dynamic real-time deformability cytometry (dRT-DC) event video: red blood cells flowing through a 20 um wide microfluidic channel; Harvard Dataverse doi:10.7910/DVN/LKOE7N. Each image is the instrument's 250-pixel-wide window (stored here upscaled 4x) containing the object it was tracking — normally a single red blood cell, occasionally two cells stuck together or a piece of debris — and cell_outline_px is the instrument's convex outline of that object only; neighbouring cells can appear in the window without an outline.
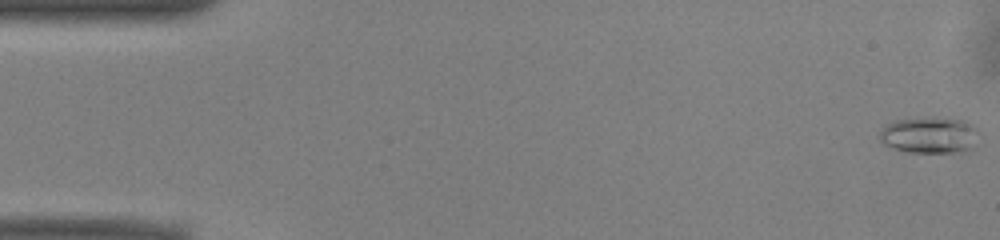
{"species": "common noctule bat (a hibernating species)", "species_latin": "Nyctalus noctula", "temperature_condition": "warm", "stored_images_in_passage": 52, "camera_frame_rate_fps": 3000, "um_per_image_px": 0.085, "animal": {"sex": "male", "body_mass_g": 13.0, "forearm_length_mm": 53.1}, "frame": {"image": 1, "passage_image": 1, "time_ms": 0.0, "image_size_px": [1000, 240], "cell_outline_px": [[976, 128], [972, 148], [964, 152], [908, 152], [892, 148], [884, 144], [880, 140], [880, 128], [896, 120], [964, 120], [972, 124]], "centroid_in_image_um": [78.96, 11.54], "position_along_channel_um": 6.0, "area_um2": 20.06}}
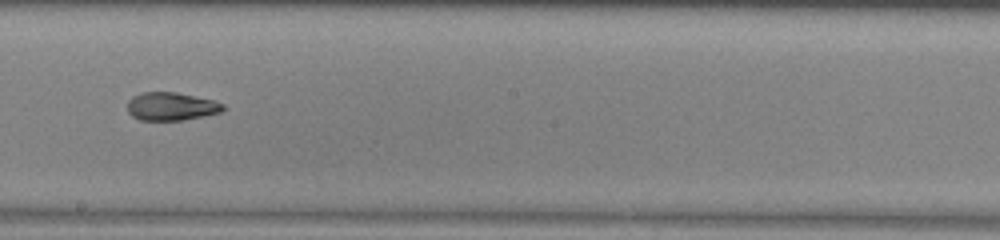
{"frame": {"image": 2, "passage_image": 29, "time_ms": 9.333, "image_size_px": [1000, 240], "cell_outline_px": [[224, 108], [220, 112], [204, 116], [184, 120], [140, 120], [132, 116], [128, 112], [128, 100], [132, 96], [144, 92], [176, 92], [212, 100], [224, 104]], "centroid_in_image_um": [14.53, 9.05], "position_along_channel_um": 233.7, "area_um2": 15.61}}
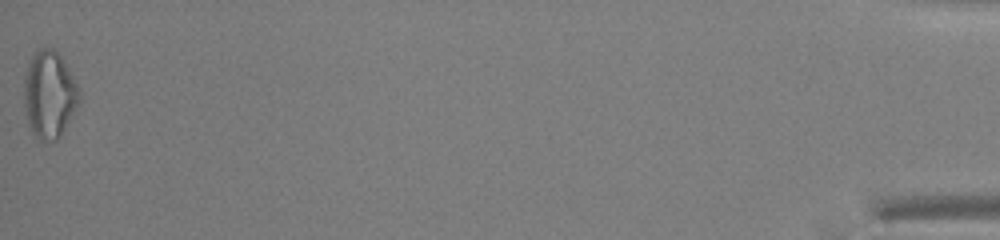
{"frame": {"image": 3, "passage_image": 52, "time_ms": 17.0, "image_size_px": [1000, 240], "cell_outline_px": [[80, 100], [60, 136], [56, 140], [36, 140], [28, 124], [24, 104], [24, 76], [28, 64], [32, 56], [40, 48], [52, 48], [64, 60], [80, 92]], "centroid_in_image_um": [4.17, 8.04], "position_along_channel_um": 431.0, "area_um2": 27.8}, "authors_computed_cell_mechanics": {"area_um2": 17.0799, "velocity_mm_per_s": 3.9703, "shape_relaxation_time_tau1_ms": 8.0259, "shape_relaxation_time_tau2_ms": 3.6525, "deformation_change_tau1": 0.2196, "deformation_change_tau2": 0.1004}}